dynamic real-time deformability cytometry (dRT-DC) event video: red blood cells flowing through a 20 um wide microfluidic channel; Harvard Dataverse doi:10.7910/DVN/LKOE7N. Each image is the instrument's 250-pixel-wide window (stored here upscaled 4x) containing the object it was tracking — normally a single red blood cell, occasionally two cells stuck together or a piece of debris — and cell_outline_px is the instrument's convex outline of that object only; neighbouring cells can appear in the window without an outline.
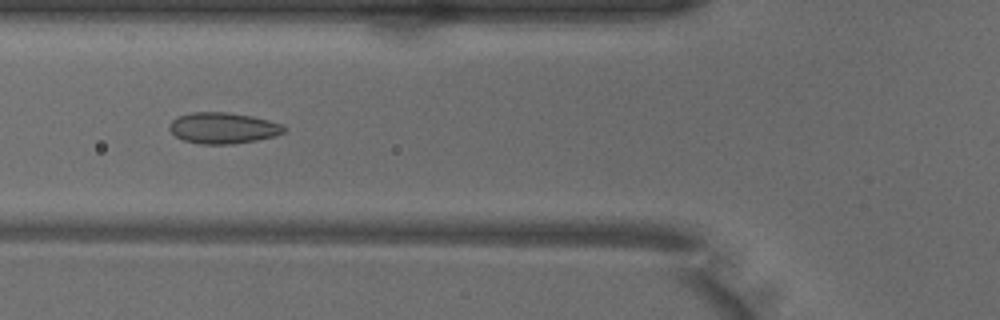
{"species": "common noctule bat (a hibernating species)", "species_latin": "Nyctalus noctula", "temperature_condition": "warm", "stored_images_in_passage": 33, "camera_frame_rate_fps": 3000, "um_per_image_px": 0.085, "animal": {"sex": "male", "body_mass_g": 18.8}, "frame": {"image": 1, "passage_image": 6, "time_ms": 1.667, "image_size_px": [1000, 320], "cell_outline_px": [[288, 128], [284, 132], [276, 136], [256, 140], [232, 144], [200, 144], [184, 140], [176, 136], [168, 128], [172, 120], [176, 116], [192, 112], [228, 112], [252, 116], [284, 124]], "centroid_in_image_um": [18.98, 10.87], "position_along_channel_um": 106.8, "area_um2": 20.92}}
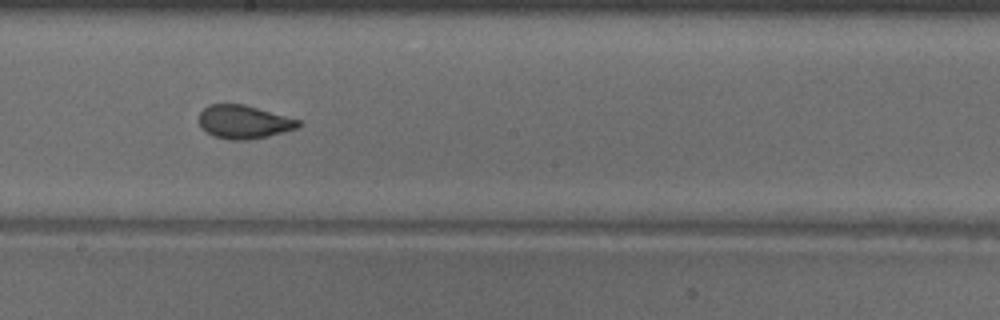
{"frame": {"image": 2, "passage_image": 15, "time_ms": 4.667, "image_size_px": [1000, 320], "cell_outline_px": [[300, 124], [296, 128], [268, 136], [248, 140], [232, 140], [216, 136], [208, 132], [200, 124], [200, 112], [208, 104], [244, 104], [300, 120]], "centroid_in_image_um": [20.73, 10.35], "position_along_channel_um": 227.5, "area_um2": 18.96}}
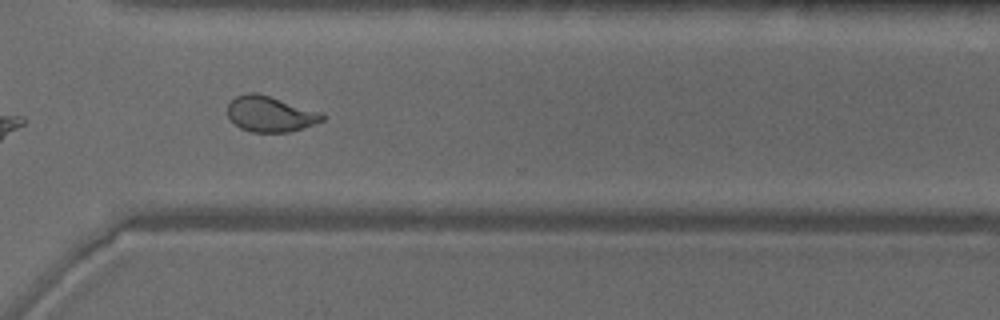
{"frame": {"image": 3, "passage_image": 24, "time_ms": 7.667, "image_size_px": [1000, 320], "cell_outline_px": [[324, 120], [288, 132], [252, 132], [240, 128], [228, 116], [228, 104], [236, 96], [248, 92], [256, 92], [320, 112], [324, 116]], "centroid_in_image_um": [22.93, 9.68], "position_along_channel_um": 347.7, "area_um2": 19.25}, "authors_computed_cell_mechanics": {"area_um2": 19.652, "velocity_mm_per_s": 4.0101, "shape_relaxation_time_tau1_ms": 4.3518, "shape_relaxation_time_tau2_ms": 0.895, "deformation_change_tau1": 0.1295, "deformation_change_tau2": 0.0437}}